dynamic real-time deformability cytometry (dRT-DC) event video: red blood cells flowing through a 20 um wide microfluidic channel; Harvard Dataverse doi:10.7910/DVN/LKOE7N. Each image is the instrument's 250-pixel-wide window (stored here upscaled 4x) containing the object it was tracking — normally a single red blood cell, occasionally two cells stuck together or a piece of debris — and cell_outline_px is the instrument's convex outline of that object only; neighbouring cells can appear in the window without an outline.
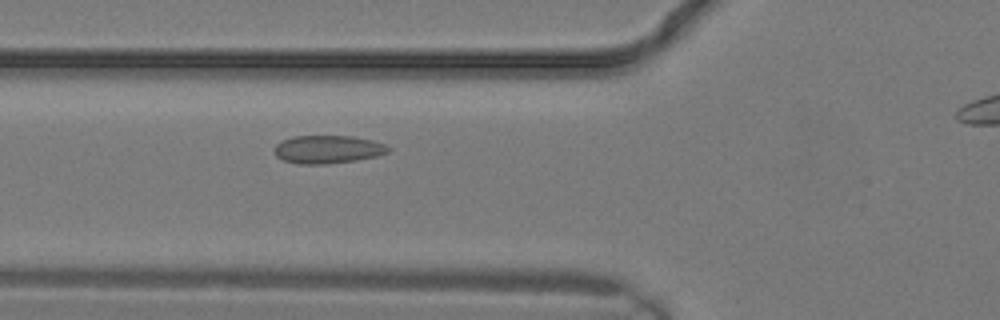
{"species": "common noctule bat (a hibernating species)", "species_latin": "Nyctalus noctula", "temperature_condition": "warm", "stored_images_in_passage": 6, "camera_frame_rate_fps": 3000, "um_per_image_px": 0.085, "animal": {"sex": "male", "body_mass_g": 19.2, "forearm_length_mm": 51.8}, "frame": {"image": 1, "passage_image": 5, "time_ms": 1.333, "image_size_px": [1000, 320], "cell_outline_px": [[392, 148], [388, 152], [376, 156], [356, 160], [328, 164], [300, 164], [284, 160], [276, 156], [276, 144], [280, 140], [292, 136], [352, 136], [372, 140], [384, 144]], "centroid_in_image_um": [27.87, 12.69], "position_along_channel_um": 97.9, "area_um2": 18.61}}